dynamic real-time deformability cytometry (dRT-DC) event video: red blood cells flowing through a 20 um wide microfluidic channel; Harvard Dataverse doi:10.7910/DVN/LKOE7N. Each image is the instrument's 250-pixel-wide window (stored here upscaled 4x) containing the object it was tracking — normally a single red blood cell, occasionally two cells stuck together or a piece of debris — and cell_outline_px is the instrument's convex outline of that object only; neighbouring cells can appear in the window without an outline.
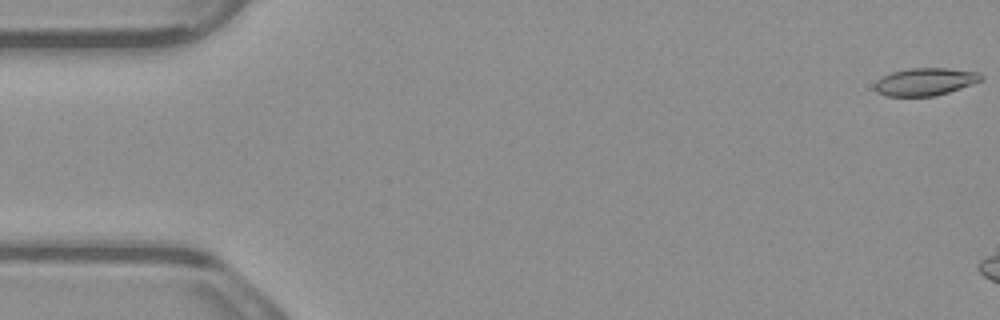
{"species": "common noctule bat (a hibernating species)", "species_latin": "Nyctalus noctula", "temperature_condition": "warm", "stored_images_in_passage": 4, "camera_frame_rate_fps": 3000, "um_per_image_px": 0.085, "animal": {"sex": "male", "body_mass_g": 23.1, "forearm_length_mm": 52.7}, "frame": {"image": 1, "passage_image": 1, "time_ms": 0.0, "image_size_px": [1000, 320], "cell_outline_px": [[984, 80], [936, 96], [884, 96], [876, 92], [876, 80], [892, 72], [908, 68], [948, 68], [980, 72], [984, 76]], "centroid_in_image_um": [78.68, 6.94], "position_along_channel_um": 6.3, "area_um2": 17.17}}